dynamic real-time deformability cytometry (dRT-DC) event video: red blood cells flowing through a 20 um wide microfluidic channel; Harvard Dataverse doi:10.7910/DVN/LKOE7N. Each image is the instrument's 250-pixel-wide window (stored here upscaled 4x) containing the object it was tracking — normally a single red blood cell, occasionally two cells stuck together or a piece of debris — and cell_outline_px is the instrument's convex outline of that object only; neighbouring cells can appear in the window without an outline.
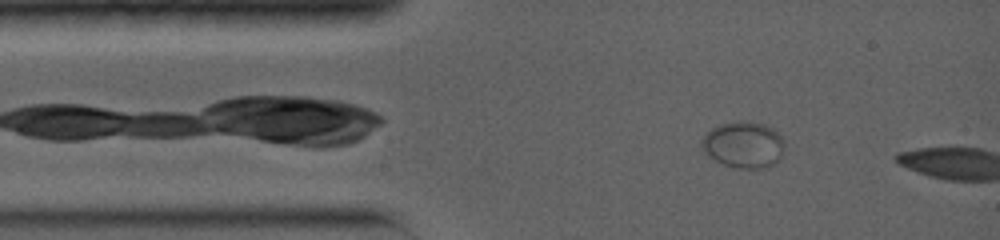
{"species": "common noctule bat (a hibernating species)", "species_latin": "Nyctalus noctula", "temperature_condition": "warm", "stored_images_in_passage": 4, "camera_frame_rate_fps": 5000, "um_per_image_px": 0.085, "animal": {"sex": "female", "body_mass_g": 19.0, "forearm_length_mm": 56.7}, "frame": {"image": 1, "passage_image": 3, "time_ms": 1.0, "image_size_px": [1000, 240], "cell_outline_px": [[784, 144], [780, 160], [776, 164], [768, 168], [736, 168], [724, 164], [708, 156], [704, 152], [700, 144], [700, 140], [704, 132], [720, 124], [736, 120], [740, 120], [764, 124], [772, 128], [784, 140]], "centroid_in_image_um": [63.18, 12.3], "position_along_channel_um": 21.8, "area_um2": 22.77}}